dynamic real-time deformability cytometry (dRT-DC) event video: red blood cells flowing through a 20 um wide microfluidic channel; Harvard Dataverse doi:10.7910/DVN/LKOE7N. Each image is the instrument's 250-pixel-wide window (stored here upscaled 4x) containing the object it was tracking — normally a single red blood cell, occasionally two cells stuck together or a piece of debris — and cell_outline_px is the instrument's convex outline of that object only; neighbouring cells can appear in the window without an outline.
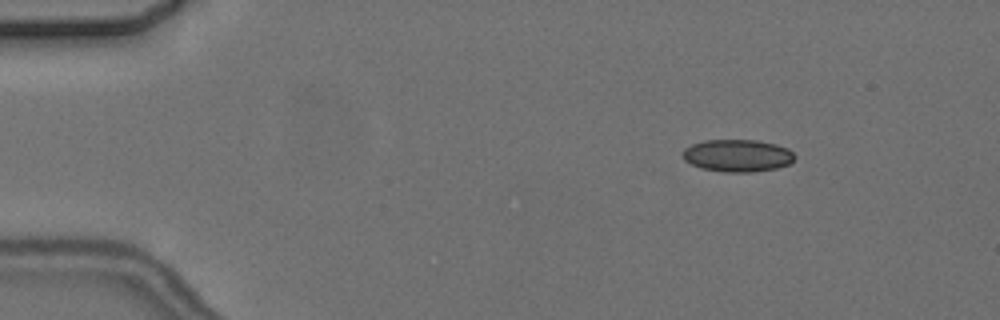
{"species": "common noctule bat (a hibernating species)", "species_latin": "Nyctalus noctula", "temperature_condition": "cold", "stored_images_in_passage": 5, "camera_frame_rate_fps": 3000, "um_per_image_px": 0.085, "animal": {"sex": "female", "body_mass_g": 24.6, "forearm_length_mm": 56.2}, "frame": {"image": 1, "passage_image": 2, "time_ms": 1.0, "image_size_px": [1000, 320], "cell_outline_px": [[796, 156], [788, 164], [776, 168], [752, 172], [724, 172], [700, 168], [684, 160], [680, 152], [684, 148], [692, 144], [704, 140], [756, 140], [776, 144], [788, 148]], "centroid_in_image_um": [62.65, 13.22], "position_along_channel_um": 22.4, "area_um2": 21.21}}